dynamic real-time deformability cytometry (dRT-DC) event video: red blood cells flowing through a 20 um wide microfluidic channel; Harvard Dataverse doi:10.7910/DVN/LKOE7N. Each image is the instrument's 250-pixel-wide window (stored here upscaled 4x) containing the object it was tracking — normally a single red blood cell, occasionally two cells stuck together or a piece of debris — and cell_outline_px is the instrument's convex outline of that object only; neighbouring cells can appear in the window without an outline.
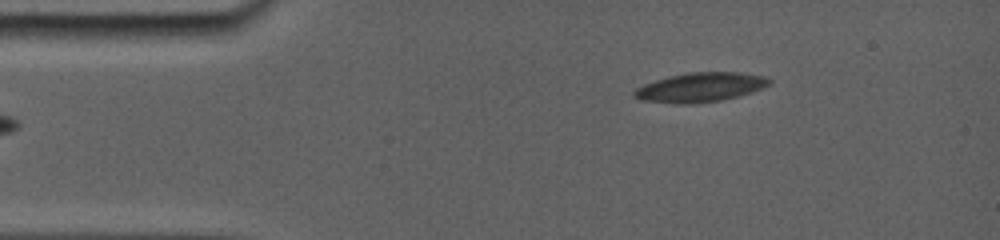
{"species": "common noctule bat (a hibernating species)", "species_latin": "Nyctalus noctula", "temperature_condition": "room temperature", "stored_images_in_passage": 28, "camera_frame_rate_fps": 5000, "um_per_image_px": 0.085, "animal": {"sex": "female", "body_mass_g": 19.0, "forearm_length_mm": 56.7}, "frame": {"image": 1, "passage_image": 1, "time_ms": 0.0, "image_size_px": [1000, 240], "cell_outline_px": [[772, 84], [764, 88], [752, 92], [720, 100], [688, 104], [676, 104], [640, 100], [632, 96], [632, 92], [636, 88], [644, 84], [668, 76], [688, 72], [740, 72], [768, 76], [772, 80]], "centroid_in_image_um": [59.55, 7.41], "position_along_channel_um": 25.5, "area_um2": 23.35}}
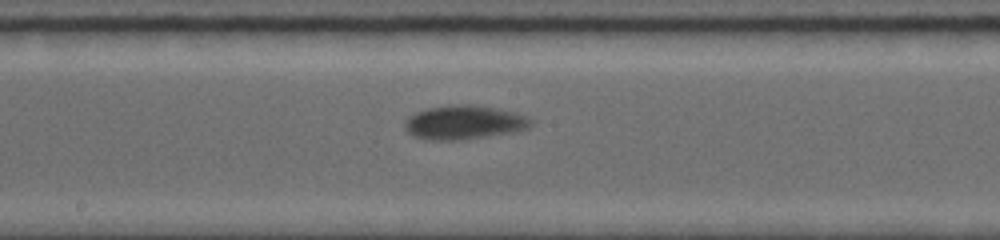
{"frame": {"image": 2, "passage_image": 13, "time_ms": 6.4, "image_size_px": [1000, 240], "cell_outline_px": [[532, 120], [524, 128], [512, 132], [452, 140], [436, 140], [416, 136], [408, 132], [404, 128], [404, 124], [416, 112], [428, 108], [468, 104], [492, 108], [512, 112], [524, 116]], "centroid_in_image_um": [39.39, 10.4], "position_along_channel_um": 208.8, "area_um2": 23.64}}
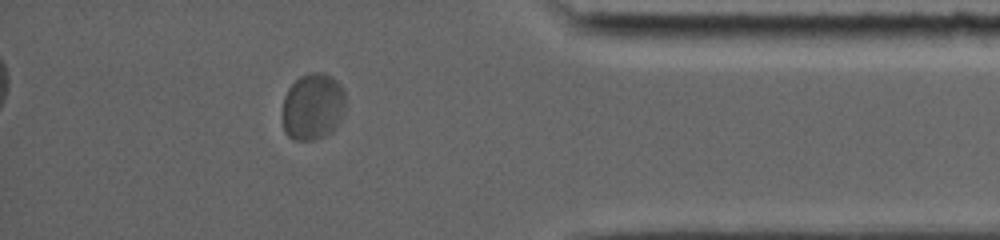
{"frame": {"image": 3, "passage_image": 24, "time_ms": 12.2, "image_size_px": [1000, 240], "cell_outline_px": [[344, 112], [336, 128], [332, 132], [324, 136], [312, 140], [292, 140], [284, 132], [280, 116], [280, 112], [284, 96], [288, 88], [300, 76], [308, 72], [324, 72], [332, 76], [344, 88]], "centroid_in_image_um": [26.55, 9.06], "position_along_channel_um": 408.7, "area_um2": 25.32}, "authors_computed_cell_mechanics": {"area_um2": 23.2934, "velocity_mm_per_s": 3.7106, "shape_relaxation_time_tau1_ms": 3.7039, "shape_relaxation_time_tau2_ms": null, "deformation_change_tau1": 0.0937, "deformation_change_tau2": null}}